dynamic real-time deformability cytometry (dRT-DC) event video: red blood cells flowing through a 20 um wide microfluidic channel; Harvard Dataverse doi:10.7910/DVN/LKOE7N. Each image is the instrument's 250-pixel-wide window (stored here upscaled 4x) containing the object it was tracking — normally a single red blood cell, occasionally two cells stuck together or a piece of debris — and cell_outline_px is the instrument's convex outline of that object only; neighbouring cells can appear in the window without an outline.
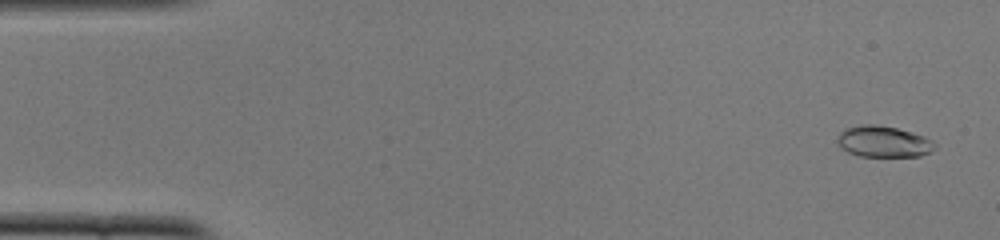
{"species": "common noctule bat (a hibernating species)", "species_latin": "Nyctalus noctula", "temperature_condition": "cold", "stored_images_in_passage": 47, "camera_frame_rate_fps": 3000, "um_per_image_px": 0.085, "animal": {"sex": "female", "body_mass_g": 22.0, "forearm_length_mm": 56.7}, "frame": {"image": 1, "passage_image": 2, "time_ms": 0.333, "image_size_px": [1000, 240], "cell_outline_px": [[936, 148], [920, 156], [860, 156], [848, 152], [836, 140], [840, 132], [844, 128], [860, 124], [876, 124], [896, 128], [924, 136], [932, 140], [936, 144]], "centroid_in_image_um": [75.09, 12.02], "position_along_channel_um": 9.9, "area_um2": 17.63}}
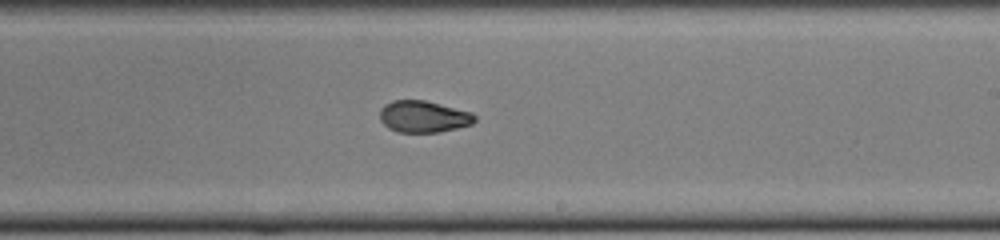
{"frame": {"image": 2, "passage_image": 30, "time_ms": 9.667, "image_size_px": [1000, 240], "cell_outline_px": [[476, 120], [472, 124], [440, 132], [396, 132], [388, 128], [380, 120], [380, 108], [384, 104], [392, 100], [424, 100], [472, 112], [476, 116]], "centroid_in_image_um": [35.98, 9.91], "position_along_channel_um": 253.0, "area_um2": 17.63}}
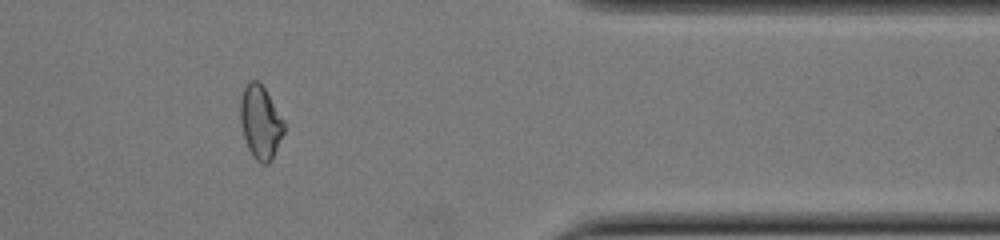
{"frame": {"image": 3, "passage_image": 42, "time_ms": 13.667, "image_size_px": [1000, 240], "cell_outline_px": [[284, 132], [272, 160], [268, 164], [260, 164], [252, 156], [248, 148], [244, 136], [240, 120], [240, 100], [244, 88], [248, 80], [256, 80], [264, 88], [284, 120]], "centroid_in_image_um": [22.13, 10.41], "position_along_channel_um": 389.3, "area_um2": 18.61}, "authors_computed_cell_mechanics": {"area_um2": 18.1492, "velocity_mm_per_s": 3.9284, "shape_relaxation_time_tau1_ms": 10.5953, "shape_relaxation_time_tau2_ms": 1.8692, "deformation_change_tau1": 0.2528, "deformation_change_tau2": 0.065}}